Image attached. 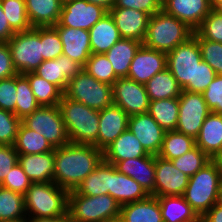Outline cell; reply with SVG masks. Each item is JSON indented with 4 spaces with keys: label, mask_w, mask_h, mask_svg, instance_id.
Returning a JSON list of instances; mask_svg holds the SVG:
<instances>
[{
    "label": "cell",
    "mask_w": 222,
    "mask_h": 222,
    "mask_svg": "<svg viewBox=\"0 0 222 222\" xmlns=\"http://www.w3.org/2000/svg\"><path fill=\"white\" fill-rule=\"evenodd\" d=\"M28 19L32 28L55 26L60 17L61 0H25Z\"/></svg>",
    "instance_id": "cell-27"
},
{
    "label": "cell",
    "mask_w": 222,
    "mask_h": 222,
    "mask_svg": "<svg viewBox=\"0 0 222 222\" xmlns=\"http://www.w3.org/2000/svg\"><path fill=\"white\" fill-rule=\"evenodd\" d=\"M23 75L28 79L35 99L40 106L59 105L64 93L56 85L49 83L34 72Z\"/></svg>",
    "instance_id": "cell-36"
},
{
    "label": "cell",
    "mask_w": 222,
    "mask_h": 222,
    "mask_svg": "<svg viewBox=\"0 0 222 222\" xmlns=\"http://www.w3.org/2000/svg\"><path fill=\"white\" fill-rule=\"evenodd\" d=\"M222 185V172L211 160L203 168L189 177L183 197L201 218L214 204Z\"/></svg>",
    "instance_id": "cell-5"
},
{
    "label": "cell",
    "mask_w": 222,
    "mask_h": 222,
    "mask_svg": "<svg viewBox=\"0 0 222 222\" xmlns=\"http://www.w3.org/2000/svg\"><path fill=\"white\" fill-rule=\"evenodd\" d=\"M10 28L23 32L32 28L27 16L25 0H0Z\"/></svg>",
    "instance_id": "cell-40"
},
{
    "label": "cell",
    "mask_w": 222,
    "mask_h": 222,
    "mask_svg": "<svg viewBox=\"0 0 222 222\" xmlns=\"http://www.w3.org/2000/svg\"><path fill=\"white\" fill-rule=\"evenodd\" d=\"M18 163L32 183L53 182L54 150L41 154H19Z\"/></svg>",
    "instance_id": "cell-24"
},
{
    "label": "cell",
    "mask_w": 222,
    "mask_h": 222,
    "mask_svg": "<svg viewBox=\"0 0 222 222\" xmlns=\"http://www.w3.org/2000/svg\"><path fill=\"white\" fill-rule=\"evenodd\" d=\"M26 216L24 195L0 186V222Z\"/></svg>",
    "instance_id": "cell-38"
},
{
    "label": "cell",
    "mask_w": 222,
    "mask_h": 222,
    "mask_svg": "<svg viewBox=\"0 0 222 222\" xmlns=\"http://www.w3.org/2000/svg\"><path fill=\"white\" fill-rule=\"evenodd\" d=\"M150 101L178 98L182 92L177 80L168 68L157 73L146 84Z\"/></svg>",
    "instance_id": "cell-33"
},
{
    "label": "cell",
    "mask_w": 222,
    "mask_h": 222,
    "mask_svg": "<svg viewBox=\"0 0 222 222\" xmlns=\"http://www.w3.org/2000/svg\"><path fill=\"white\" fill-rule=\"evenodd\" d=\"M108 194L120 205L140 201L149 196L145 189L133 178L119 173L111 164V189Z\"/></svg>",
    "instance_id": "cell-26"
},
{
    "label": "cell",
    "mask_w": 222,
    "mask_h": 222,
    "mask_svg": "<svg viewBox=\"0 0 222 222\" xmlns=\"http://www.w3.org/2000/svg\"><path fill=\"white\" fill-rule=\"evenodd\" d=\"M211 160L206 153L195 146L189 152L171 161L176 168L191 177Z\"/></svg>",
    "instance_id": "cell-42"
},
{
    "label": "cell",
    "mask_w": 222,
    "mask_h": 222,
    "mask_svg": "<svg viewBox=\"0 0 222 222\" xmlns=\"http://www.w3.org/2000/svg\"><path fill=\"white\" fill-rule=\"evenodd\" d=\"M113 103L129 116L148 112L149 97L144 84L128 77H119L112 85Z\"/></svg>",
    "instance_id": "cell-12"
},
{
    "label": "cell",
    "mask_w": 222,
    "mask_h": 222,
    "mask_svg": "<svg viewBox=\"0 0 222 222\" xmlns=\"http://www.w3.org/2000/svg\"><path fill=\"white\" fill-rule=\"evenodd\" d=\"M83 68L81 64L61 55L53 60H44L34 73L56 85L64 93L69 80L80 73Z\"/></svg>",
    "instance_id": "cell-19"
},
{
    "label": "cell",
    "mask_w": 222,
    "mask_h": 222,
    "mask_svg": "<svg viewBox=\"0 0 222 222\" xmlns=\"http://www.w3.org/2000/svg\"><path fill=\"white\" fill-rule=\"evenodd\" d=\"M13 146L18 154H41L55 149L43 135L30 130L22 122Z\"/></svg>",
    "instance_id": "cell-34"
},
{
    "label": "cell",
    "mask_w": 222,
    "mask_h": 222,
    "mask_svg": "<svg viewBox=\"0 0 222 222\" xmlns=\"http://www.w3.org/2000/svg\"><path fill=\"white\" fill-rule=\"evenodd\" d=\"M162 10L181 20L195 32L212 8L209 0H165Z\"/></svg>",
    "instance_id": "cell-17"
},
{
    "label": "cell",
    "mask_w": 222,
    "mask_h": 222,
    "mask_svg": "<svg viewBox=\"0 0 222 222\" xmlns=\"http://www.w3.org/2000/svg\"><path fill=\"white\" fill-rule=\"evenodd\" d=\"M211 8L215 10H222V0H209Z\"/></svg>",
    "instance_id": "cell-59"
},
{
    "label": "cell",
    "mask_w": 222,
    "mask_h": 222,
    "mask_svg": "<svg viewBox=\"0 0 222 222\" xmlns=\"http://www.w3.org/2000/svg\"><path fill=\"white\" fill-rule=\"evenodd\" d=\"M120 222H163L159 200L149 195L147 198L121 205Z\"/></svg>",
    "instance_id": "cell-25"
},
{
    "label": "cell",
    "mask_w": 222,
    "mask_h": 222,
    "mask_svg": "<svg viewBox=\"0 0 222 222\" xmlns=\"http://www.w3.org/2000/svg\"><path fill=\"white\" fill-rule=\"evenodd\" d=\"M218 166V168L220 169V171L222 172V148L221 150L213 157L212 159Z\"/></svg>",
    "instance_id": "cell-58"
},
{
    "label": "cell",
    "mask_w": 222,
    "mask_h": 222,
    "mask_svg": "<svg viewBox=\"0 0 222 222\" xmlns=\"http://www.w3.org/2000/svg\"><path fill=\"white\" fill-rule=\"evenodd\" d=\"M167 68L182 90L194 93L195 68L202 61L198 40L192 36L166 54Z\"/></svg>",
    "instance_id": "cell-9"
},
{
    "label": "cell",
    "mask_w": 222,
    "mask_h": 222,
    "mask_svg": "<svg viewBox=\"0 0 222 222\" xmlns=\"http://www.w3.org/2000/svg\"><path fill=\"white\" fill-rule=\"evenodd\" d=\"M122 38L143 42L150 15L140 10L111 8L109 11Z\"/></svg>",
    "instance_id": "cell-21"
},
{
    "label": "cell",
    "mask_w": 222,
    "mask_h": 222,
    "mask_svg": "<svg viewBox=\"0 0 222 222\" xmlns=\"http://www.w3.org/2000/svg\"><path fill=\"white\" fill-rule=\"evenodd\" d=\"M111 189V163L102 160L75 189V191L85 196H98L108 194Z\"/></svg>",
    "instance_id": "cell-32"
},
{
    "label": "cell",
    "mask_w": 222,
    "mask_h": 222,
    "mask_svg": "<svg viewBox=\"0 0 222 222\" xmlns=\"http://www.w3.org/2000/svg\"><path fill=\"white\" fill-rule=\"evenodd\" d=\"M15 32L10 28L0 2V42H7Z\"/></svg>",
    "instance_id": "cell-54"
},
{
    "label": "cell",
    "mask_w": 222,
    "mask_h": 222,
    "mask_svg": "<svg viewBox=\"0 0 222 222\" xmlns=\"http://www.w3.org/2000/svg\"><path fill=\"white\" fill-rule=\"evenodd\" d=\"M21 120L12 112L0 109V145H13Z\"/></svg>",
    "instance_id": "cell-46"
},
{
    "label": "cell",
    "mask_w": 222,
    "mask_h": 222,
    "mask_svg": "<svg viewBox=\"0 0 222 222\" xmlns=\"http://www.w3.org/2000/svg\"><path fill=\"white\" fill-rule=\"evenodd\" d=\"M12 63L19 74L34 72L43 62L41 27L16 32L8 41Z\"/></svg>",
    "instance_id": "cell-8"
},
{
    "label": "cell",
    "mask_w": 222,
    "mask_h": 222,
    "mask_svg": "<svg viewBox=\"0 0 222 222\" xmlns=\"http://www.w3.org/2000/svg\"><path fill=\"white\" fill-rule=\"evenodd\" d=\"M216 76L215 71L203 60L195 68L194 93H203Z\"/></svg>",
    "instance_id": "cell-51"
},
{
    "label": "cell",
    "mask_w": 222,
    "mask_h": 222,
    "mask_svg": "<svg viewBox=\"0 0 222 222\" xmlns=\"http://www.w3.org/2000/svg\"><path fill=\"white\" fill-rule=\"evenodd\" d=\"M160 204L163 222H201L183 196L157 197Z\"/></svg>",
    "instance_id": "cell-30"
},
{
    "label": "cell",
    "mask_w": 222,
    "mask_h": 222,
    "mask_svg": "<svg viewBox=\"0 0 222 222\" xmlns=\"http://www.w3.org/2000/svg\"><path fill=\"white\" fill-rule=\"evenodd\" d=\"M196 32L205 40L222 43V10L212 9Z\"/></svg>",
    "instance_id": "cell-45"
},
{
    "label": "cell",
    "mask_w": 222,
    "mask_h": 222,
    "mask_svg": "<svg viewBox=\"0 0 222 222\" xmlns=\"http://www.w3.org/2000/svg\"><path fill=\"white\" fill-rule=\"evenodd\" d=\"M54 159L53 182L71 191L101 163L103 151L91 144L69 142L54 149Z\"/></svg>",
    "instance_id": "cell-1"
},
{
    "label": "cell",
    "mask_w": 222,
    "mask_h": 222,
    "mask_svg": "<svg viewBox=\"0 0 222 222\" xmlns=\"http://www.w3.org/2000/svg\"><path fill=\"white\" fill-rule=\"evenodd\" d=\"M88 3H93L102 6L107 11H109L113 5L115 0H86Z\"/></svg>",
    "instance_id": "cell-56"
},
{
    "label": "cell",
    "mask_w": 222,
    "mask_h": 222,
    "mask_svg": "<svg viewBox=\"0 0 222 222\" xmlns=\"http://www.w3.org/2000/svg\"><path fill=\"white\" fill-rule=\"evenodd\" d=\"M201 222H222V207L214 204L202 217Z\"/></svg>",
    "instance_id": "cell-55"
},
{
    "label": "cell",
    "mask_w": 222,
    "mask_h": 222,
    "mask_svg": "<svg viewBox=\"0 0 222 222\" xmlns=\"http://www.w3.org/2000/svg\"><path fill=\"white\" fill-rule=\"evenodd\" d=\"M21 122L30 130L43 135L54 148L65 146L70 142L58 105L39 106Z\"/></svg>",
    "instance_id": "cell-10"
},
{
    "label": "cell",
    "mask_w": 222,
    "mask_h": 222,
    "mask_svg": "<svg viewBox=\"0 0 222 222\" xmlns=\"http://www.w3.org/2000/svg\"><path fill=\"white\" fill-rule=\"evenodd\" d=\"M18 156L13 145H0V184L11 168L18 163Z\"/></svg>",
    "instance_id": "cell-52"
},
{
    "label": "cell",
    "mask_w": 222,
    "mask_h": 222,
    "mask_svg": "<svg viewBox=\"0 0 222 222\" xmlns=\"http://www.w3.org/2000/svg\"><path fill=\"white\" fill-rule=\"evenodd\" d=\"M148 155L139 139L128 128L103 150V160L113 165L129 158Z\"/></svg>",
    "instance_id": "cell-23"
},
{
    "label": "cell",
    "mask_w": 222,
    "mask_h": 222,
    "mask_svg": "<svg viewBox=\"0 0 222 222\" xmlns=\"http://www.w3.org/2000/svg\"><path fill=\"white\" fill-rule=\"evenodd\" d=\"M217 204L222 207V185H221V188H220V191H219Z\"/></svg>",
    "instance_id": "cell-61"
},
{
    "label": "cell",
    "mask_w": 222,
    "mask_h": 222,
    "mask_svg": "<svg viewBox=\"0 0 222 222\" xmlns=\"http://www.w3.org/2000/svg\"><path fill=\"white\" fill-rule=\"evenodd\" d=\"M141 45L142 42L138 40L121 38L112 48L104 53L118 77L128 76L131 62Z\"/></svg>",
    "instance_id": "cell-31"
},
{
    "label": "cell",
    "mask_w": 222,
    "mask_h": 222,
    "mask_svg": "<svg viewBox=\"0 0 222 222\" xmlns=\"http://www.w3.org/2000/svg\"><path fill=\"white\" fill-rule=\"evenodd\" d=\"M42 58L53 60L63 55V45L53 26L41 27Z\"/></svg>",
    "instance_id": "cell-44"
},
{
    "label": "cell",
    "mask_w": 222,
    "mask_h": 222,
    "mask_svg": "<svg viewBox=\"0 0 222 222\" xmlns=\"http://www.w3.org/2000/svg\"><path fill=\"white\" fill-rule=\"evenodd\" d=\"M128 129L139 139L148 154L155 156L159 154L166 131L148 112L130 116Z\"/></svg>",
    "instance_id": "cell-16"
},
{
    "label": "cell",
    "mask_w": 222,
    "mask_h": 222,
    "mask_svg": "<svg viewBox=\"0 0 222 222\" xmlns=\"http://www.w3.org/2000/svg\"><path fill=\"white\" fill-rule=\"evenodd\" d=\"M17 102L15 115L24 119L35 111L40 105L37 103L28 79L23 74L16 75Z\"/></svg>",
    "instance_id": "cell-39"
},
{
    "label": "cell",
    "mask_w": 222,
    "mask_h": 222,
    "mask_svg": "<svg viewBox=\"0 0 222 222\" xmlns=\"http://www.w3.org/2000/svg\"><path fill=\"white\" fill-rule=\"evenodd\" d=\"M64 96L97 111L113 104L112 86L99 82L84 69L69 80Z\"/></svg>",
    "instance_id": "cell-7"
},
{
    "label": "cell",
    "mask_w": 222,
    "mask_h": 222,
    "mask_svg": "<svg viewBox=\"0 0 222 222\" xmlns=\"http://www.w3.org/2000/svg\"><path fill=\"white\" fill-rule=\"evenodd\" d=\"M83 69L99 82L111 86L119 78L105 54H91Z\"/></svg>",
    "instance_id": "cell-41"
},
{
    "label": "cell",
    "mask_w": 222,
    "mask_h": 222,
    "mask_svg": "<svg viewBox=\"0 0 222 222\" xmlns=\"http://www.w3.org/2000/svg\"><path fill=\"white\" fill-rule=\"evenodd\" d=\"M202 94L210 111L222 114V75H216Z\"/></svg>",
    "instance_id": "cell-49"
},
{
    "label": "cell",
    "mask_w": 222,
    "mask_h": 222,
    "mask_svg": "<svg viewBox=\"0 0 222 222\" xmlns=\"http://www.w3.org/2000/svg\"><path fill=\"white\" fill-rule=\"evenodd\" d=\"M189 176L174 166L172 161L155 156V197L183 196Z\"/></svg>",
    "instance_id": "cell-14"
},
{
    "label": "cell",
    "mask_w": 222,
    "mask_h": 222,
    "mask_svg": "<svg viewBox=\"0 0 222 222\" xmlns=\"http://www.w3.org/2000/svg\"><path fill=\"white\" fill-rule=\"evenodd\" d=\"M193 33L184 22L161 9L150 17L142 45L167 54L186 42Z\"/></svg>",
    "instance_id": "cell-3"
},
{
    "label": "cell",
    "mask_w": 222,
    "mask_h": 222,
    "mask_svg": "<svg viewBox=\"0 0 222 222\" xmlns=\"http://www.w3.org/2000/svg\"><path fill=\"white\" fill-rule=\"evenodd\" d=\"M196 146L195 139L177 131H166L162 147L157 156L166 159H176Z\"/></svg>",
    "instance_id": "cell-37"
},
{
    "label": "cell",
    "mask_w": 222,
    "mask_h": 222,
    "mask_svg": "<svg viewBox=\"0 0 222 222\" xmlns=\"http://www.w3.org/2000/svg\"><path fill=\"white\" fill-rule=\"evenodd\" d=\"M179 101V117L176 130L196 139L206 117L211 113L202 93L182 90Z\"/></svg>",
    "instance_id": "cell-11"
},
{
    "label": "cell",
    "mask_w": 222,
    "mask_h": 222,
    "mask_svg": "<svg viewBox=\"0 0 222 222\" xmlns=\"http://www.w3.org/2000/svg\"><path fill=\"white\" fill-rule=\"evenodd\" d=\"M108 11L100 5L86 0L63 2L56 26L72 27L89 31Z\"/></svg>",
    "instance_id": "cell-13"
},
{
    "label": "cell",
    "mask_w": 222,
    "mask_h": 222,
    "mask_svg": "<svg viewBox=\"0 0 222 222\" xmlns=\"http://www.w3.org/2000/svg\"><path fill=\"white\" fill-rule=\"evenodd\" d=\"M64 124L71 143L91 144L97 147L99 111L64 95L59 102Z\"/></svg>",
    "instance_id": "cell-4"
},
{
    "label": "cell",
    "mask_w": 222,
    "mask_h": 222,
    "mask_svg": "<svg viewBox=\"0 0 222 222\" xmlns=\"http://www.w3.org/2000/svg\"><path fill=\"white\" fill-rule=\"evenodd\" d=\"M53 27L62 42L63 55L84 67L92 54L89 31L56 25Z\"/></svg>",
    "instance_id": "cell-20"
},
{
    "label": "cell",
    "mask_w": 222,
    "mask_h": 222,
    "mask_svg": "<svg viewBox=\"0 0 222 222\" xmlns=\"http://www.w3.org/2000/svg\"><path fill=\"white\" fill-rule=\"evenodd\" d=\"M7 42H0V80L17 75Z\"/></svg>",
    "instance_id": "cell-53"
},
{
    "label": "cell",
    "mask_w": 222,
    "mask_h": 222,
    "mask_svg": "<svg viewBox=\"0 0 222 222\" xmlns=\"http://www.w3.org/2000/svg\"><path fill=\"white\" fill-rule=\"evenodd\" d=\"M112 8L140 10L152 16L162 9V3L159 0H115Z\"/></svg>",
    "instance_id": "cell-50"
},
{
    "label": "cell",
    "mask_w": 222,
    "mask_h": 222,
    "mask_svg": "<svg viewBox=\"0 0 222 222\" xmlns=\"http://www.w3.org/2000/svg\"><path fill=\"white\" fill-rule=\"evenodd\" d=\"M148 113L164 131H175L179 117L178 98L150 101Z\"/></svg>",
    "instance_id": "cell-35"
},
{
    "label": "cell",
    "mask_w": 222,
    "mask_h": 222,
    "mask_svg": "<svg viewBox=\"0 0 222 222\" xmlns=\"http://www.w3.org/2000/svg\"><path fill=\"white\" fill-rule=\"evenodd\" d=\"M59 218H27V222H58Z\"/></svg>",
    "instance_id": "cell-57"
},
{
    "label": "cell",
    "mask_w": 222,
    "mask_h": 222,
    "mask_svg": "<svg viewBox=\"0 0 222 222\" xmlns=\"http://www.w3.org/2000/svg\"><path fill=\"white\" fill-rule=\"evenodd\" d=\"M32 182L19 163L14 165L0 186L25 195Z\"/></svg>",
    "instance_id": "cell-47"
},
{
    "label": "cell",
    "mask_w": 222,
    "mask_h": 222,
    "mask_svg": "<svg viewBox=\"0 0 222 222\" xmlns=\"http://www.w3.org/2000/svg\"><path fill=\"white\" fill-rule=\"evenodd\" d=\"M193 36L198 40L201 57L216 73L222 75V43L203 39L196 31Z\"/></svg>",
    "instance_id": "cell-43"
},
{
    "label": "cell",
    "mask_w": 222,
    "mask_h": 222,
    "mask_svg": "<svg viewBox=\"0 0 222 222\" xmlns=\"http://www.w3.org/2000/svg\"><path fill=\"white\" fill-rule=\"evenodd\" d=\"M58 222H78V221L73 220L69 215H67L59 219Z\"/></svg>",
    "instance_id": "cell-60"
},
{
    "label": "cell",
    "mask_w": 222,
    "mask_h": 222,
    "mask_svg": "<svg viewBox=\"0 0 222 222\" xmlns=\"http://www.w3.org/2000/svg\"><path fill=\"white\" fill-rule=\"evenodd\" d=\"M121 205L109 194L85 196L69 191L68 215L78 222H114L119 219Z\"/></svg>",
    "instance_id": "cell-6"
},
{
    "label": "cell",
    "mask_w": 222,
    "mask_h": 222,
    "mask_svg": "<svg viewBox=\"0 0 222 222\" xmlns=\"http://www.w3.org/2000/svg\"><path fill=\"white\" fill-rule=\"evenodd\" d=\"M165 68H167L166 53L141 45L134 55L127 77L145 85Z\"/></svg>",
    "instance_id": "cell-15"
},
{
    "label": "cell",
    "mask_w": 222,
    "mask_h": 222,
    "mask_svg": "<svg viewBox=\"0 0 222 222\" xmlns=\"http://www.w3.org/2000/svg\"><path fill=\"white\" fill-rule=\"evenodd\" d=\"M195 143L197 147L213 159L222 148V114L211 112L206 117Z\"/></svg>",
    "instance_id": "cell-28"
},
{
    "label": "cell",
    "mask_w": 222,
    "mask_h": 222,
    "mask_svg": "<svg viewBox=\"0 0 222 222\" xmlns=\"http://www.w3.org/2000/svg\"><path fill=\"white\" fill-rule=\"evenodd\" d=\"M119 173L133 178L151 195L155 190V155L129 158L114 165Z\"/></svg>",
    "instance_id": "cell-22"
},
{
    "label": "cell",
    "mask_w": 222,
    "mask_h": 222,
    "mask_svg": "<svg viewBox=\"0 0 222 222\" xmlns=\"http://www.w3.org/2000/svg\"><path fill=\"white\" fill-rule=\"evenodd\" d=\"M92 54H104L122 37L113 17L108 12L90 30Z\"/></svg>",
    "instance_id": "cell-29"
},
{
    "label": "cell",
    "mask_w": 222,
    "mask_h": 222,
    "mask_svg": "<svg viewBox=\"0 0 222 222\" xmlns=\"http://www.w3.org/2000/svg\"><path fill=\"white\" fill-rule=\"evenodd\" d=\"M17 102L16 75L0 80V109L15 114Z\"/></svg>",
    "instance_id": "cell-48"
},
{
    "label": "cell",
    "mask_w": 222,
    "mask_h": 222,
    "mask_svg": "<svg viewBox=\"0 0 222 222\" xmlns=\"http://www.w3.org/2000/svg\"><path fill=\"white\" fill-rule=\"evenodd\" d=\"M129 115L114 103L99 111L97 148L104 150L127 128Z\"/></svg>",
    "instance_id": "cell-18"
},
{
    "label": "cell",
    "mask_w": 222,
    "mask_h": 222,
    "mask_svg": "<svg viewBox=\"0 0 222 222\" xmlns=\"http://www.w3.org/2000/svg\"><path fill=\"white\" fill-rule=\"evenodd\" d=\"M2 222H27V218H19L16 220H7V221H2Z\"/></svg>",
    "instance_id": "cell-62"
},
{
    "label": "cell",
    "mask_w": 222,
    "mask_h": 222,
    "mask_svg": "<svg viewBox=\"0 0 222 222\" xmlns=\"http://www.w3.org/2000/svg\"><path fill=\"white\" fill-rule=\"evenodd\" d=\"M68 195V190L54 182L32 183L24 195L26 215L61 219L68 215Z\"/></svg>",
    "instance_id": "cell-2"
}]
</instances>
